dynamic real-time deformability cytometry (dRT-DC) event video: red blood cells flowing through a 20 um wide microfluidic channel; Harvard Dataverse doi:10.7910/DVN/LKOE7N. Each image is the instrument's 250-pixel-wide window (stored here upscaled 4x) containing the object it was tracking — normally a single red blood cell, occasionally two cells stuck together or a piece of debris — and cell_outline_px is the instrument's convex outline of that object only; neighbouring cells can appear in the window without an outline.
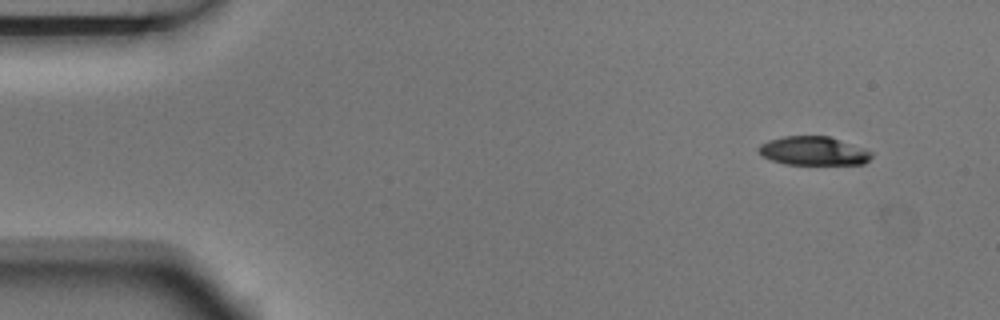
{"species": "Egyptian fruit bat (a non-hibernating species)", "species_latin": "Rousettus aegyptiacus", "temperature_condition": "room temperature", "stored_images_in_passage": 4, "camera_frame_rate_fps": 3000, "um_per_image_px": 0.085, "animal": {"sex": "male"}, "frame": {"image": 1, "passage_image": 1, "time_ms": 0.0, "image_size_px": [1000, 320], "cell_outline_px": [[872, 156], [864, 164], [784, 164], [772, 160], [764, 156], [756, 148], [760, 144], [768, 140], [784, 136], [828, 136], [864, 148], [872, 152]], "centroid_in_image_um": [69.13, 12.82], "position_along_channel_um": 15.9, "area_um2": 18.79}}
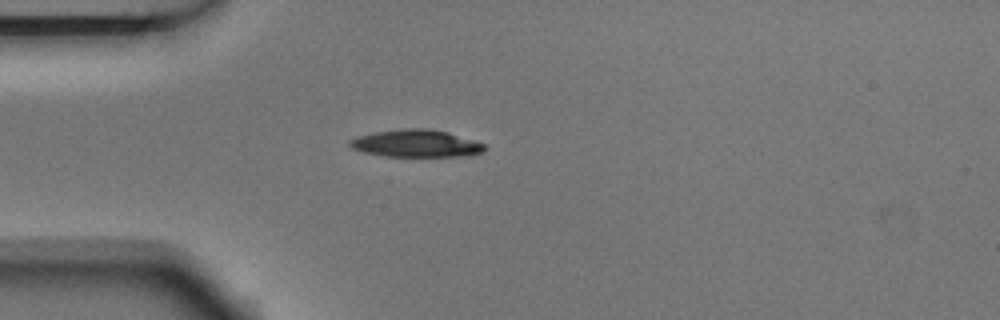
{"frame": {"image": 2, "passage_image": 4, "time_ms": 1.0, "image_size_px": [1000, 320], "cell_outline_px": [[488, 148], [480, 152], [460, 156], [384, 156], [364, 152], [352, 148], [348, 144], [348, 140], [356, 136], [376, 132], [408, 128], [428, 128], [448, 132], [484, 144]], "centroid_in_image_um": [35.32, 12.19], "position_along_channel_um": 49.7, "area_um2": 21.27}}